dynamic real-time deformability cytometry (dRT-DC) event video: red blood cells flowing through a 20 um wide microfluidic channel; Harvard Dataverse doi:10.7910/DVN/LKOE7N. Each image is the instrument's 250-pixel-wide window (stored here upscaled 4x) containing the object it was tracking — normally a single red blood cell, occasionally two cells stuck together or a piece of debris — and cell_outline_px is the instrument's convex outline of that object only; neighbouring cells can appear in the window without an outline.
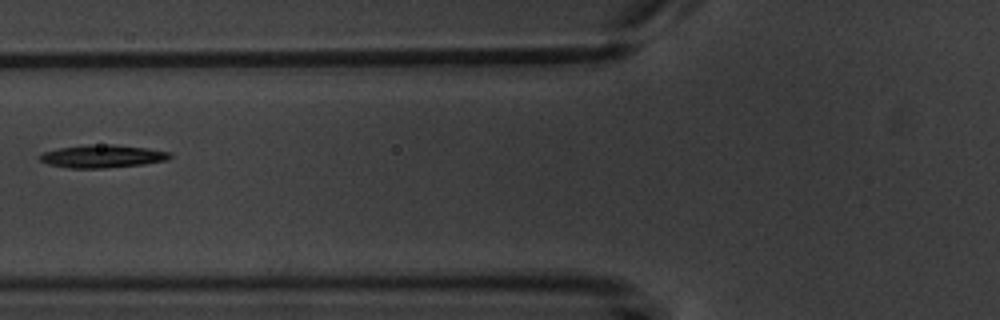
{"species": "common noctule bat (a hibernating species)", "species_latin": "Nyctalus noctula", "temperature_condition": "warm", "stored_images_in_passage": 6, "camera_frame_rate_fps": 3000, "um_per_image_px": 0.085, "animal": {"sex": "male", "body_mass_g": 20.1, "forearm_length_mm": 53.5}, "frame": {"image": 1, "passage_image": 6, "time_ms": 6.667, "image_size_px": [1000, 320], "cell_outline_px": [[172, 156], [168, 160], [144, 164], [108, 168], [68, 168], [48, 164], [40, 160], [40, 152], [60, 148], [88, 144], [112, 144], [148, 148], [172, 152]], "centroid_in_image_um": [8.73, 13.28], "position_along_channel_um": 117.1, "area_um2": 17.57}}